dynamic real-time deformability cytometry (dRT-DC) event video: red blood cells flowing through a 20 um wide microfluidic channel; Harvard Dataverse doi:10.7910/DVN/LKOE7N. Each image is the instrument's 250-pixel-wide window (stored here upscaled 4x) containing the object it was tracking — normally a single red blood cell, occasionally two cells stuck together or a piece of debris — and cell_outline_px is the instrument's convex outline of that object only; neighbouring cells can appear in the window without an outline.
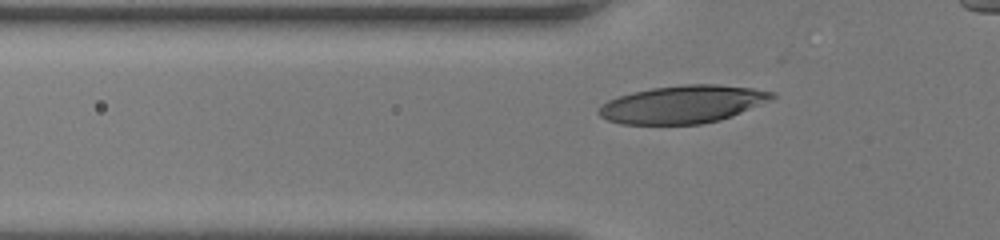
{"species": "human", "species_latin": "Homo sapiens", "temperature_condition": "room temperature", "stored_images_in_passage": 21, "camera_frame_rate_fps": 3000, "um_per_image_px": 0.085, "donor": {"sex": "female"}, "frame": {"image": 1, "passage_image": 7, "time_ms": 2.0, "image_size_px": [1000, 240], "cell_outline_px": [[776, 96], [768, 100], [732, 116], [720, 120], [700, 124], [620, 124], [608, 120], [600, 116], [596, 112], [608, 100], [632, 92], [652, 88], [684, 84], [716, 84], [752, 88], [776, 92]], "centroid_in_image_um": [58.02, 8.86], "position_along_channel_um": 67.8, "area_um2": 37.86}}
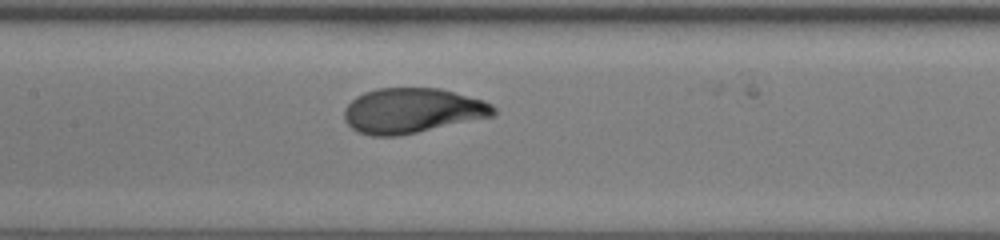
{"frame": {"image": 2, "passage_image": 15, "time_ms": 4.667, "image_size_px": [1000, 240], "cell_outline_px": [[496, 112], [492, 116], [400, 136], [368, 136], [356, 132], [344, 120], [344, 108], [356, 96], [364, 92], [376, 88], [440, 88], [484, 100], [492, 104], [496, 108]], "centroid_in_image_um": [35.01, 9.41], "position_along_channel_um": 172.4, "area_um2": 39.42}}
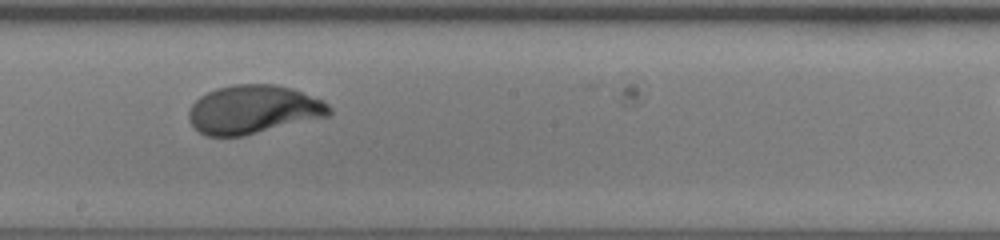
{"frame": {"image": 3, "passage_image": 19, "time_ms": 6.0, "image_size_px": [1000, 240], "cell_outline_px": [[332, 112], [328, 116], [244, 136], [208, 136], [200, 132], [188, 120], [188, 112], [192, 104], [200, 96], [216, 88], [236, 84], [276, 84], [292, 88], [320, 100], [328, 104], [332, 108]], "centroid_in_image_um": [21.52, 9.31], "position_along_channel_um": 226.7, "area_um2": 39.65}}